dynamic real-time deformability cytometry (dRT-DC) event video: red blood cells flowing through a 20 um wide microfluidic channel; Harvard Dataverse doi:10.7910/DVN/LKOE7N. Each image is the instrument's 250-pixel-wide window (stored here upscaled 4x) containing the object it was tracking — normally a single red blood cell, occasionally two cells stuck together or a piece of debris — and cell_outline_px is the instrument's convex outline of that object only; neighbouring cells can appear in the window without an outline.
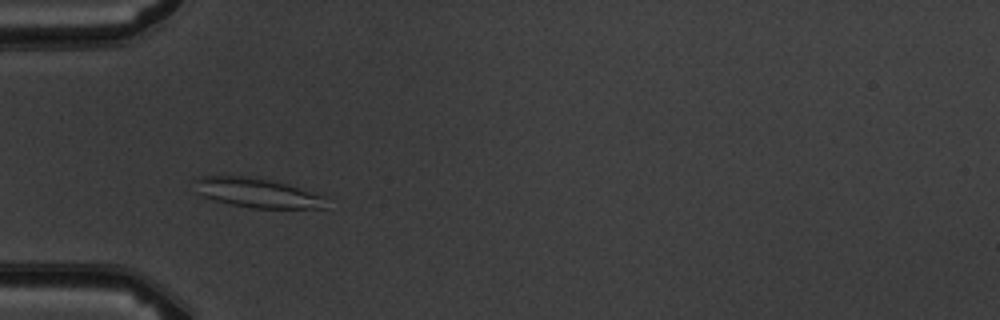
{"species": "common noctule bat (a hibernating species)", "species_latin": "Nyctalus noctula", "temperature_condition": "warm", "stored_images_in_passage": 4, "camera_frame_rate_fps": 3000, "um_per_image_px": 0.085, "animal": {"sex": "male", "body_mass_g": 19.5, "forearm_length_mm": 54.6}, "frame": {"image": 1, "passage_image": 3, "time_ms": 3.333, "image_size_px": [1000, 320], "cell_outline_px": [[328, 196], [324, 208], [252, 208], [228, 204], [192, 192], [192, 180], [200, 176], [256, 176], [288, 184]], "centroid_in_image_um": [21.81, 16.37], "position_along_channel_um": 63.2, "area_um2": 23.24}}
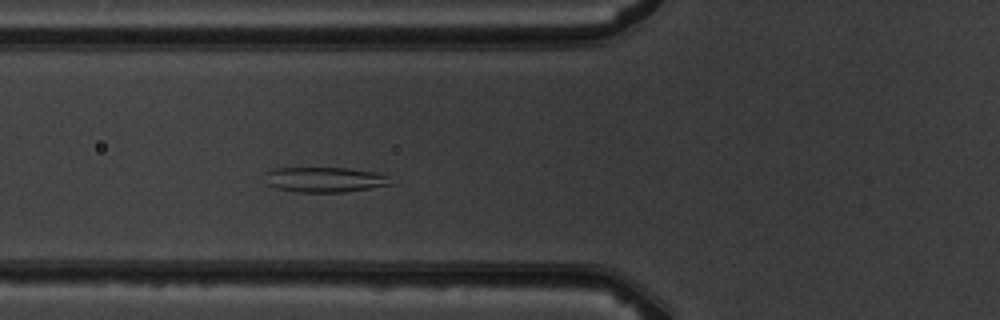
{"frame": {"image": 2, "passage_image": 4, "time_ms": 4.333, "image_size_px": [1000, 320], "cell_outline_px": [[396, 184], [340, 192], [300, 192], [276, 188], [268, 184], [268, 172], [276, 168], [348, 168], [372, 172], [384, 176]], "centroid_in_image_um": [27.62, 15.27], "position_along_channel_um": 98.2, "area_um2": 17.86}}